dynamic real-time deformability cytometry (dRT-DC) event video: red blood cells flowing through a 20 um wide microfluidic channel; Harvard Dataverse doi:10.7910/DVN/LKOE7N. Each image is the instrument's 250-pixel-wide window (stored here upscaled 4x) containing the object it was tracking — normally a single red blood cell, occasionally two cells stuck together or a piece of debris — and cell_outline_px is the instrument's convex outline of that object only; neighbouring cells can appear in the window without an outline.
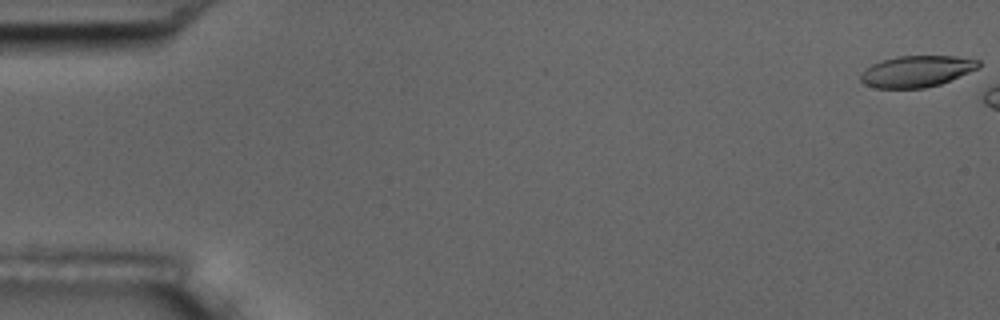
{"species": "common noctule bat (a hibernating species)", "species_latin": "Nyctalus noctula", "temperature_condition": "room temperature", "stored_images_in_passage": 8, "camera_frame_rate_fps": 3000, "um_per_image_px": 0.085, "animal": {"sex": "male", "body_mass_g": 17.5, "forearm_length_mm": 52.3}, "frame": {"image": 1, "passage_image": 1, "time_ms": 0.0, "image_size_px": [1000, 320], "cell_outline_px": [[980, 68], [940, 84], [924, 88], [876, 88], [864, 84], [860, 80], [860, 72], [872, 64], [880, 60], [896, 56], [956, 56], [980, 60]], "centroid_in_image_um": [77.9, 6.05], "position_along_channel_um": 7.1, "area_um2": 21.73}}